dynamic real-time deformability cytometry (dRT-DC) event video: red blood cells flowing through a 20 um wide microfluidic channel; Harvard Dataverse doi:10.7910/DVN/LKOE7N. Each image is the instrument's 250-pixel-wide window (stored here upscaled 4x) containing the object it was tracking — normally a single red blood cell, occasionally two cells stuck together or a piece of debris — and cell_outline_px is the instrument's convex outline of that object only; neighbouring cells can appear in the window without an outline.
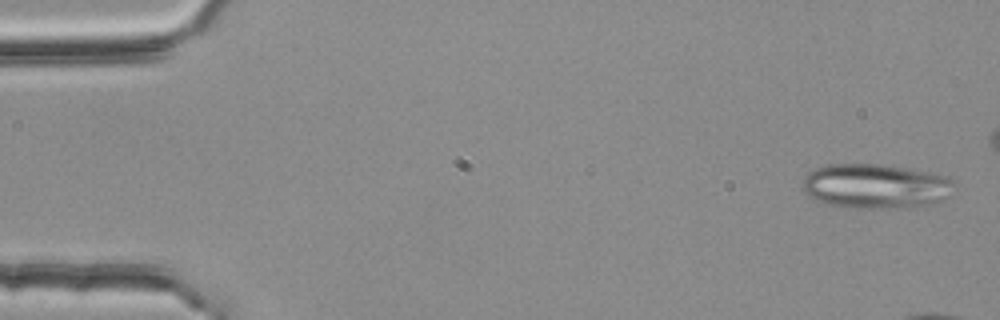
{"species": "common noctule bat (a hibernating species)", "species_latin": "Nyctalus noctula", "temperature_condition": "room temperature", "stored_images_in_passage": 3, "camera_frame_rate_fps": 3000, "um_per_image_px": 0.085, "animal": {"sex": "female", "body_mass_g": 25.1}, "frame": {"image": 1, "passage_image": 3, "time_ms": 0.667, "image_size_px": [1000, 320], "cell_outline_px": [[952, 184], [948, 196], [944, 200], [916, 208], [844, 208], [824, 204], [816, 200], [804, 192], [804, 176], [808, 172], [816, 168], [828, 164], [880, 164], [928, 172], [948, 176], [952, 180]], "centroid_in_image_um": [74.4, 15.84], "position_along_channel_um": 10.6, "area_um2": 39.71}}